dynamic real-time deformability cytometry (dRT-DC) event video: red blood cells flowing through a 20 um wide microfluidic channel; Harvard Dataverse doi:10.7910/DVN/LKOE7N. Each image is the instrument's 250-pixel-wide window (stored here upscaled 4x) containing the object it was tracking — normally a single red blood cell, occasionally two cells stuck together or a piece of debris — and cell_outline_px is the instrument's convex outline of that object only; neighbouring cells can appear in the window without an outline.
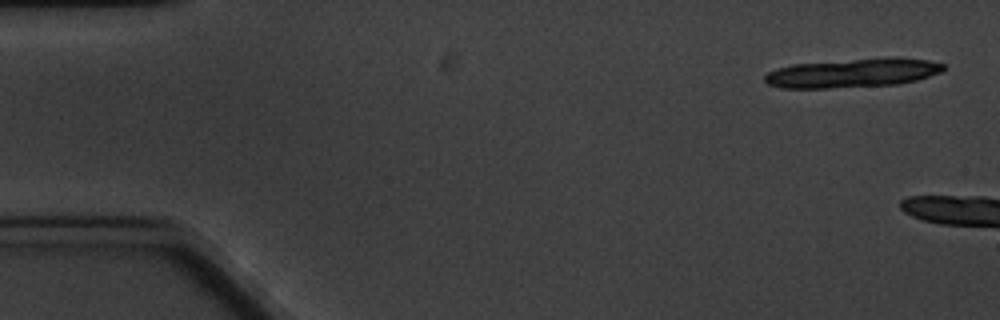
{"species": "common noctule bat (a hibernating species)", "species_latin": "Nyctalus noctula", "temperature_condition": "cold", "stored_images_in_passage": 3, "camera_frame_rate_fps": 3000, "um_per_image_px": 0.085, "animal": {"sex": "male", "body_mass_g": 20.1, "forearm_length_mm": 53.5}, "frame": {"image": 1, "passage_image": 1, "time_ms": 0.0, "image_size_px": [1000, 320], "cell_outline_px": [[944, 68], [940, 72], [916, 80], [896, 84], [828, 88], [780, 88], [768, 84], [764, 80], [764, 76], [768, 72], [776, 68], [792, 64], [888, 56], [892, 56], [928, 60], [944, 64]], "centroid_in_image_um": [72.45, 6.18], "position_along_channel_um": 12.6, "area_um2": 30.35}}